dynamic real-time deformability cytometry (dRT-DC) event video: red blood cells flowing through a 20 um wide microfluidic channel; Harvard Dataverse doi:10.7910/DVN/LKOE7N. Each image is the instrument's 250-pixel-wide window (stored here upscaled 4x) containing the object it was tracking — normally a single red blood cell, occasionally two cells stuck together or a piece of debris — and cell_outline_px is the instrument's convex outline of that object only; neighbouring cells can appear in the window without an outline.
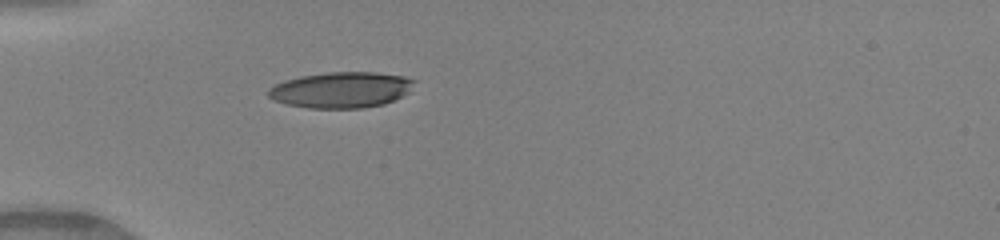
{"species": "human", "species_latin": "Homo sapiens", "temperature_condition": "warm", "stored_images_in_passage": 35, "camera_frame_rate_fps": 3000, "um_per_image_px": 0.085, "donor": {"sex": "female"}, "frame": {"image": 1, "passage_image": 1, "time_ms": 0.0, "image_size_px": [1000, 240], "cell_outline_px": [[416, 80], [408, 92], [384, 104], [364, 108], [308, 108], [288, 104], [276, 100], [268, 96], [268, 88], [284, 80], [300, 76], [328, 72], [376, 72], [404, 76]], "centroid_in_image_um": [28.99, 7.63], "position_along_channel_um": 56.0, "area_um2": 30.4}}
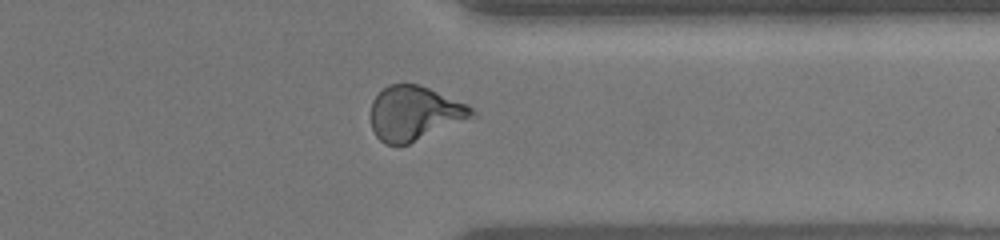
{"frame": {"image": 2, "passage_image": 25, "time_ms": 8.0, "image_size_px": [1000, 240], "cell_outline_px": [[480, 116], [408, 144], [384, 144], [376, 136], [372, 128], [372, 100], [388, 84], [416, 84], [428, 88], [468, 104]], "centroid_in_image_um": [35.3, 9.64], "position_along_channel_um": 376.1, "area_um2": 32.14}}
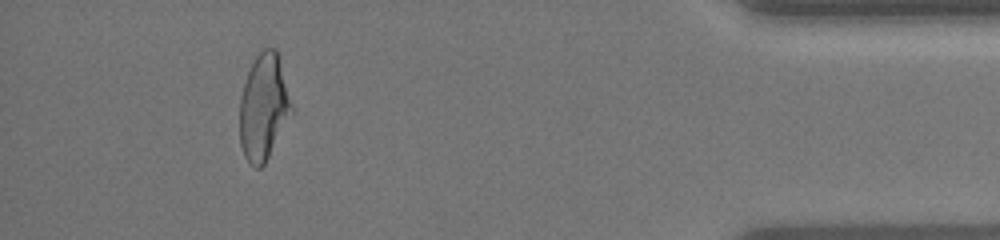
{"frame": {"image": 3, "passage_image": 31, "time_ms": 10.0, "image_size_px": [1000, 240], "cell_outline_px": [[292, 112], [264, 164], [260, 168], [256, 168], [244, 156], [240, 144], [240, 96], [248, 72], [256, 56], [264, 48], [276, 48], [292, 108]], "centroid_in_image_um": [22.38, 9.12], "position_along_channel_um": 412.8, "area_um2": 31.21}, "authors_computed_cell_mechanics": {"area_um2": 31.2698, "velocity_mm_per_s": 4.1553, "shape_relaxation_time_tau1_ms": 5.1454, "shape_relaxation_time_tau2_ms": 1.1704, "deformation_change_tau1": 0.2142, "deformation_change_tau2": 0.0804}}